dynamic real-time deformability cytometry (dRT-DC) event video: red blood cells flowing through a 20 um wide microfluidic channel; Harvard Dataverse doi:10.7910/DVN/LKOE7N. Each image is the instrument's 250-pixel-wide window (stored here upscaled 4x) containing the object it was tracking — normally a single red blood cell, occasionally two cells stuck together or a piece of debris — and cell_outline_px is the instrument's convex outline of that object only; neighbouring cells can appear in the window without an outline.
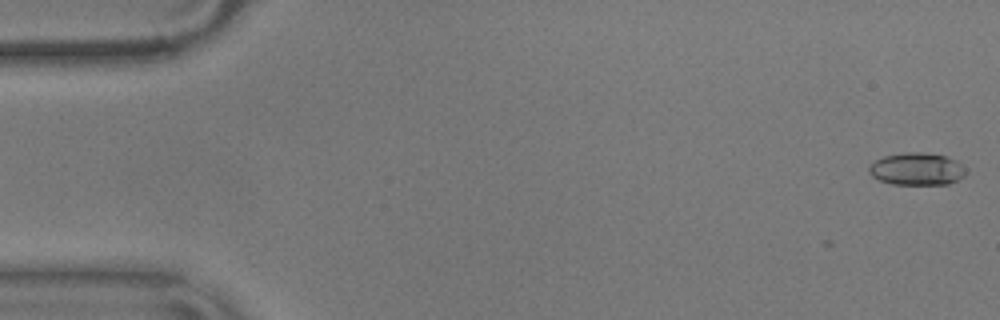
{"species": "common noctule bat (a hibernating species)", "species_latin": "Nyctalus noctula", "temperature_condition": "warm", "stored_images_in_passage": 8, "camera_frame_rate_fps": 3000, "um_per_image_px": 0.085, "animal": {"sex": "male", "body_mass_g": 17.9}, "frame": {"image": 1, "passage_image": 1, "time_ms": 0.0, "image_size_px": [1000, 320], "cell_outline_px": [[964, 176], [948, 184], [892, 184], [880, 180], [872, 176], [868, 172], [868, 168], [876, 160], [884, 156], [908, 152], [924, 152], [944, 156], [956, 160], [964, 168]], "centroid_in_image_um": [77.91, 14.36], "position_along_channel_um": 7.1, "area_um2": 18.03}}